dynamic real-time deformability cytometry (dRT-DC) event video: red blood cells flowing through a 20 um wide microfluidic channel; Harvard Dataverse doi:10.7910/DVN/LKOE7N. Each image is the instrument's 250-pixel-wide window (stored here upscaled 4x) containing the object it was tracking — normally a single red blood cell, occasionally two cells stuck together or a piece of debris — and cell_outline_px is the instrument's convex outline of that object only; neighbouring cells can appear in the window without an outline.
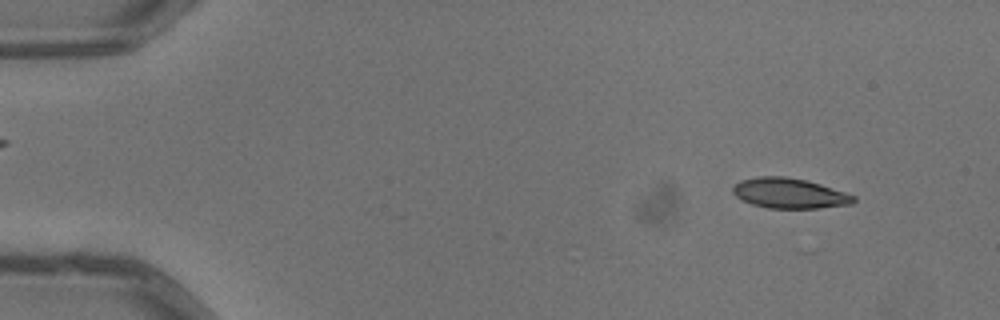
{"species": "common noctule bat (a hibernating species)", "species_latin": "Nyctalus noctula", "temperature_condition": "warm", "stored_images_in_passage": 4, "camera_frame_rate_fps": 3000, "um_per_image_px": 0.085, "animal": {"sex": "male", "body_mass_g": 13.3}, "frame": {"image": 1, "passage_image": 1, "time_ms": 0.0, "image_size_px": [1000, 320], "cell_outline_px": [[856, 200], [852, 204], [816, 208], [768, 208], [752, 204], [740, 200], [732, 192], [732, 188], [740, 180], [760, 176], [784, 176], [804, 180], [820, 184], [856, 196]], "centroid_in_image_um": [67.08, 16.43], "position_along_channel_um": 17.9, "area_um2": 21.15}}
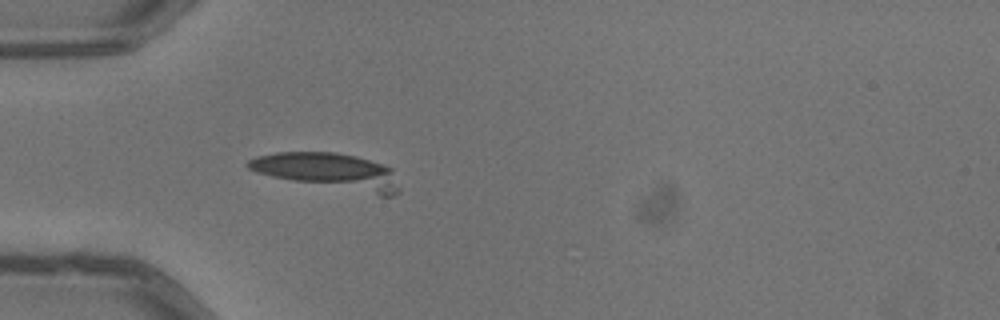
{"frame": {"image": 2, "passage_image": 4, "time_ms": 1.0, "image_size_px": [1000, 320], "cell_outline_px": [[400, 192], [392, 196], [380, 196], [272, 176], [256, 172], [248, 168], [244, 164], [248, 160], [256, 156], [276, 152], [336, 152], [356, 156], [392, 168], [400, 188]], "centroid_in_image_um": [27.96, 14.54], "position_along_channel_um": 57.0, "area_um2": 31.44}}